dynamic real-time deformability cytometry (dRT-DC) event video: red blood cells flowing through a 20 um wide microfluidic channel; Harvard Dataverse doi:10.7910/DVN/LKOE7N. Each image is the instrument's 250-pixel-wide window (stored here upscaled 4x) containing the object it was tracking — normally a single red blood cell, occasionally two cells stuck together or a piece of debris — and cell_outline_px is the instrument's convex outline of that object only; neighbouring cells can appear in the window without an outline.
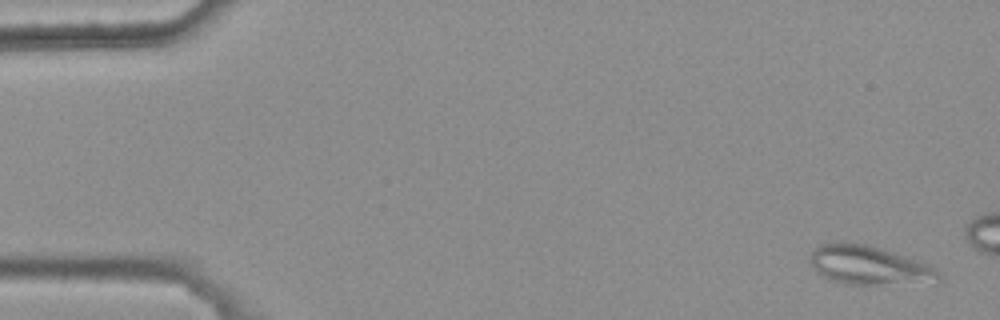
{"species": "common noctule bat (a hibernating species)", "species_latin": "Nyctalus noctula", "temperature_condition": "warm", "stored_images_in_passage": 4, "camera_frame_rate_fps": 3000, "um_per_image_px": 0.085, "animal": {"sex": "female", "body_mass_g": 25.1}, "frame": {"image": 1, "passage_image": 1, "time_ms": 0.0, "image_size_px": [1000, 320], "cell_outline_px": [[940, 284], [848, 284], [828, 280], [820, 276], [812, 268], [812, 252], [820, 244], [832, 240], [844, 240], [884, 248], [932, 264], [940, 272]], "centroid_in_image_um": [73.95, 22.54], "position_along_channel_um": 11.0, "area_um2": 30.4}}